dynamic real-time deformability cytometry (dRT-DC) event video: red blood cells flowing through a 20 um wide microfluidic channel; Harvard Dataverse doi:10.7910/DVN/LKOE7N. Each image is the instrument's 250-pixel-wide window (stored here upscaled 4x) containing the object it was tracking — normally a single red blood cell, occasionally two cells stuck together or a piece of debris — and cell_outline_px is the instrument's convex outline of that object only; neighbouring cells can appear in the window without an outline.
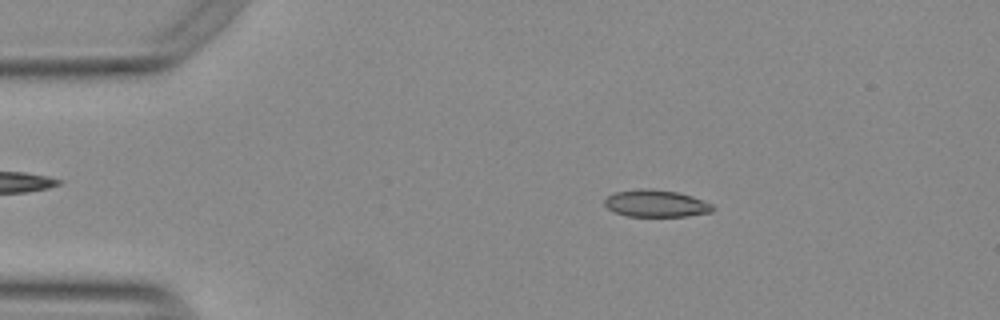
{"species": "Egyptian fruit bat (a non-hibernating species)", "species_latin": "Rousettus aegyptiacus", "temperature_condition": "warm", "stored_images_in_passage": 14, "camera_frame_rate_fps": 3000, "um_per_image_px": 0.085, "animal": {"sex": "female"}, "frame": {"image": 1, "passage_image": 9, "time_ms": 2.667, "image_size_px": [1000, 320], "cell_outline_px": [[716, 208], [712, 212], [688, 216], [628, 216], [616, 212], [608, 208], [604, 204], [604, 200], [608, 196], [616, 192], [640, 188], [652, 188], [676, 192], [692, 196], [712, 204]], "centroid_in_image_um": [55.78, 17.29], "position_along_channel_um": 29.2, "area_um2": 17.05}}